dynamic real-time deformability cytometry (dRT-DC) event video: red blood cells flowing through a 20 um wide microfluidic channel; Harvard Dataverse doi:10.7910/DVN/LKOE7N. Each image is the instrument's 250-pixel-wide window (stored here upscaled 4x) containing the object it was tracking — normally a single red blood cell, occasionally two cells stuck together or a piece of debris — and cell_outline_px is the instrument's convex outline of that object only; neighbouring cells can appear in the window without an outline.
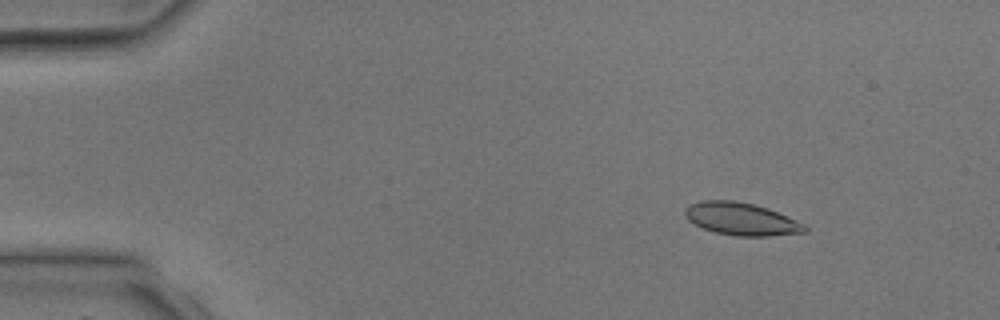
{"species": "common noctule bat (a hibernating species)", "species_latin": "Nyctalus noctula", "temperature_condition": "room temperature", "stored_images_in_passage": 4, "camera_frame_rate_fps": 3000, "um_per_image_px": 0.085, "animal": {"sex": "male", "body_mass_g": 17.9, "forearm_length_mm": 54.2}, "frame": {"image": 1, "passage_image": 1, "time_ms": 0.0, "image_size_px": [1000, 320], "cell_outline_px": [[808, 232], [768, 236], [736, 236], [716, 232], [704, 228], [688, 220], [684, 216], [684, 208], [688, 204], [700, 200], [736, 200], [768, 208], [804, 224], [808, 228]], "centroid_in_image_um": [62.98, 18.6], "position_along_channel_um": 22.0, "area_um2": 22.77}}